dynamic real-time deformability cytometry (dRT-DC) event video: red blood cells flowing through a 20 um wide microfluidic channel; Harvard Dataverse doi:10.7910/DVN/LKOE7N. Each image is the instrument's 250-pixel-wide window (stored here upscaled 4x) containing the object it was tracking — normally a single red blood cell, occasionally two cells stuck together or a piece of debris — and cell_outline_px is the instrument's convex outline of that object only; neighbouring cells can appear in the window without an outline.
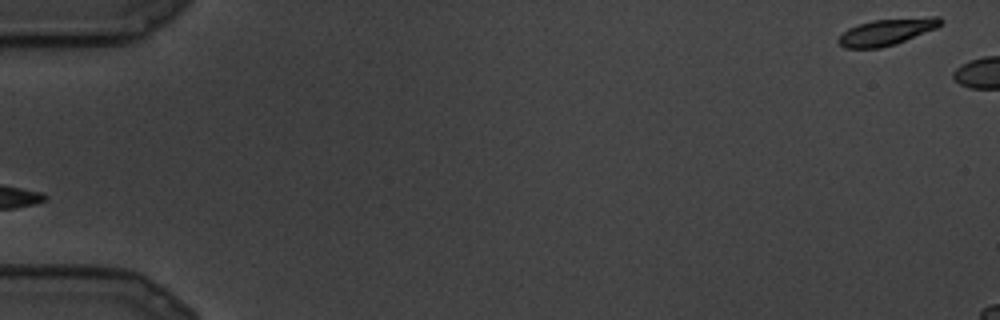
{"species": "common noctule bat (a hibernating species)", "species_latin": "Nyctalus noctula", "temperature_condition": "cold", "stored_images_in_passage": 2, "camera_frame_rate_fps": 3000, "um_per_image_px": 0.085, "animal": {"sex": "male", "body_mass_g": 19.5, "forearm_length_mm": 54.6}, "frame": {"image": 1, "passage_image": 1, "time_ms": 0.0, "image_size_px": [1000, 320], "cell_outline_px": [[944, 20], [936, 28], [896, 44], [880, 48], [844, 48], [836, 40], [848, 28], [872, 20], [932, 16], [940, 16]], "centroid_in_image_um": [75.39, 2.7], "position_along_channel_um": 9.6, "area_um2": 15.78}}